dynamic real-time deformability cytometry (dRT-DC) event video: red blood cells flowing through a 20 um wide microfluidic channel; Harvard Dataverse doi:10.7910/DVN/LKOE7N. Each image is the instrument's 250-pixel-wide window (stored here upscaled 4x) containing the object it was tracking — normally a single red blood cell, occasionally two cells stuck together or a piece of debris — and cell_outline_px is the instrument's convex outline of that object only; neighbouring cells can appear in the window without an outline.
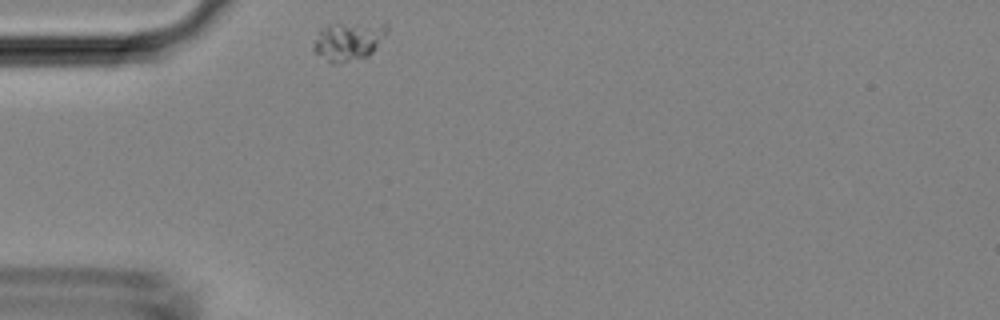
{"species": "Egyptian fruit bat (a non-hibernating species)", "species_latin": "Rousettus aegyptiacus", "temperature_condition": "room temperature", "stored_images_in_passage": 29, "camera_frame_rate_fps": 3000, "um_per_image_px": 0.085, "animal": {"sex": "female"}, "frame": {"image": 1, "passage_image": 1, "time_ms": 0.0, "image_size_px": [1000, 320], "cell_outline_px": [[388, 28], [372, 52], [368, 56], [336, 64], [332, 64], [316, 52], [312, 48], [312, 44], [316, 28], [336, 20], [388, 24]], "centroid_in_image_um": [29.51, 3.41], "position_along_channel_um": 55.5, "area_um2": 17.28}}
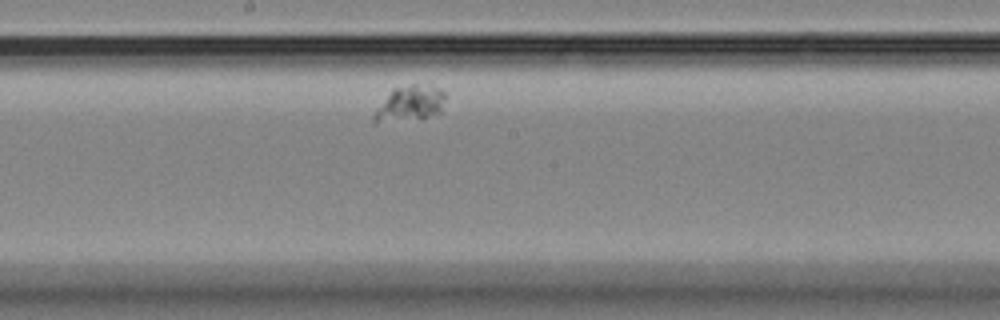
{"frame": {"image": 2, "passage_image": 15, "time_ms": 4.667, "image_size_px": [1000, 320], "cell_outline_px": [[444, 100], [440, 112], [420, 120], [372, 124], [372, 116], [388, 96], [396, 88], [428, 80], [440, 88], [444, 92]], "centroid_in_image_um": [34.89, 8.8], "position_along_channel_um": 213.3, "area_um2": 15.26}}
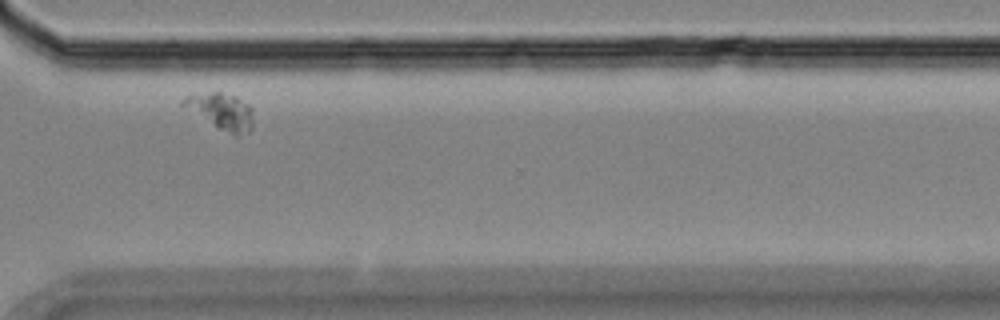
{"frame": {"image": 3, "passage_image": 26, "time_ms": 8.333, "image_size_px": [1000, 320], "cell_outline_px": [[252, 128], [248, 132], [236, 136], [216, 128], [180, 104], [180, 100], [184, 96], [212, 92], [220, 92], [236, 96], [248, 104], [252, 108]], "centroid_in_image_um": [18.8, 9.46], "position_along_channel_um": 351.8, "area_um2": 14.85}}